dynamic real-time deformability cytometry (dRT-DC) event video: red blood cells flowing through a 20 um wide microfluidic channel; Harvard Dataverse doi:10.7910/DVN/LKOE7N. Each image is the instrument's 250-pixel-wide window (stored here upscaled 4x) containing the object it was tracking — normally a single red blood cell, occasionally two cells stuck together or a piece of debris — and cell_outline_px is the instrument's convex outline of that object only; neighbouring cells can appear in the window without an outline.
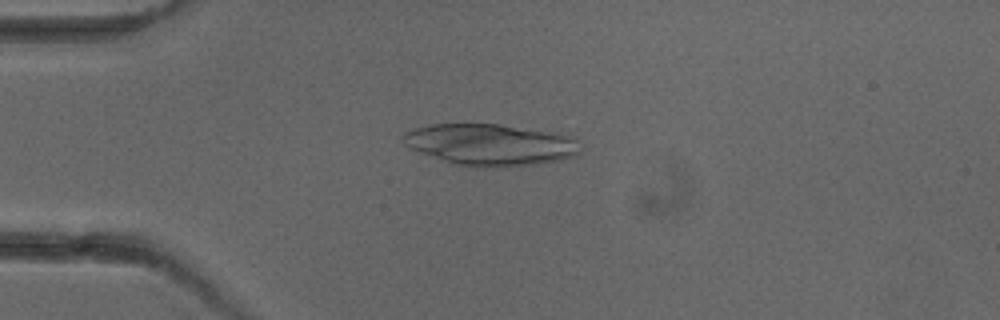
{"species": "common noctule bat (a hibernating species)", "species_latin": "Nyctalus noctula", "temperature_condition": "cold", "stored_images_in_passage": 6, "camera_frame_rate_fps": 3000, "um_per_image_px": 0.085, "animal": {"sex": "female"}, "frame": {"image": 1, "passage_image": 4, "time_ms": 3.333, "image_size_px": [1000, 320], "cell_outline_px": [[580, 152], [576, 156], [560, 160], [536, 164], [496, 168], [476, 168], [452, 164], [408, 148], [400, 140], [400, 136], [404, 132], [416, 128], [432, 124], [500, 124], [548, 132], [568, 136], [576, 140]], "centroid_in_image_um": [41.6, 12.32], "position_along_channel_um": 43.4, "area_um2": 43.18}}